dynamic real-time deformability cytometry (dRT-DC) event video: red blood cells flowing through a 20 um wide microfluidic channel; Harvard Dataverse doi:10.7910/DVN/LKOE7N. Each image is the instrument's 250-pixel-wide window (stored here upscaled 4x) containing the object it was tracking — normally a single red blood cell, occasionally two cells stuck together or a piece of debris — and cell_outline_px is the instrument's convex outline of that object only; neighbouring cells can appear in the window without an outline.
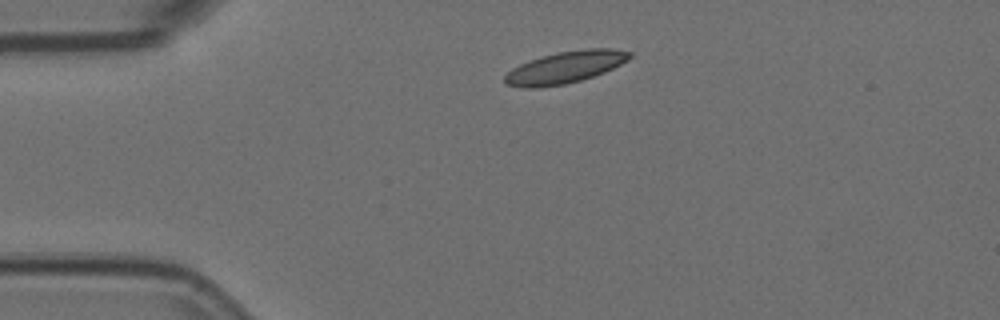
{"species": "Egyptian fruit bat (a non-hibernating species)", "species_latin": "Rousettus aegyptiacus", "temperature_condition": "room temperature", "stored_images_in_passage": 45, "camera_frame_rate_fps": 3000, "um_per_image_px": 0.085, "animal": {"sex": "female"}, "frame": {"image": 1, "passage_image": 1, "time_ms": 0.0, "image_size_px": [1000, 320], "cell_outline_px": [[632, 56], [628, 60], [604, 72], [580, 80], [564, 84], [540, 88], [520, 88], [504, 84], [504, 76], [512, 68], [528, 60], [556, 52], [584, 48], [612, 48], [632, 52]], "centroid_in_image_um": [48.01, 5.72], "position_along_channel_um": 37.0, "area_um2": 23.41}}
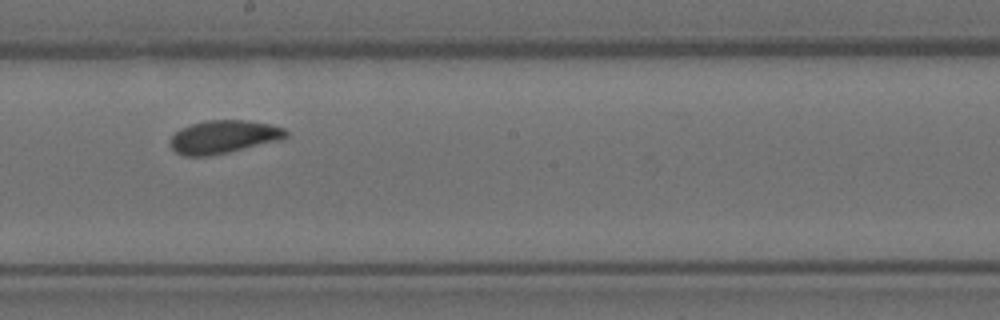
{"frame": {"image": 2, "passage_image": 20, "time_ms": 6.333, "image_size_px": [1000, 320], "cell_outline_px": [[288, 136], [280, 140], [228, 152], [208, 156], [184, 156], [176, 152], [172, 148], [168, 140], [180, 128], [204, 120], [248, 120], [272, 124], [284, 128], [288, 132]], "centroid_in_image_um": [19.0, 11.62], "position_along_channel_um": 229.2, "area_um2": 22.43}}
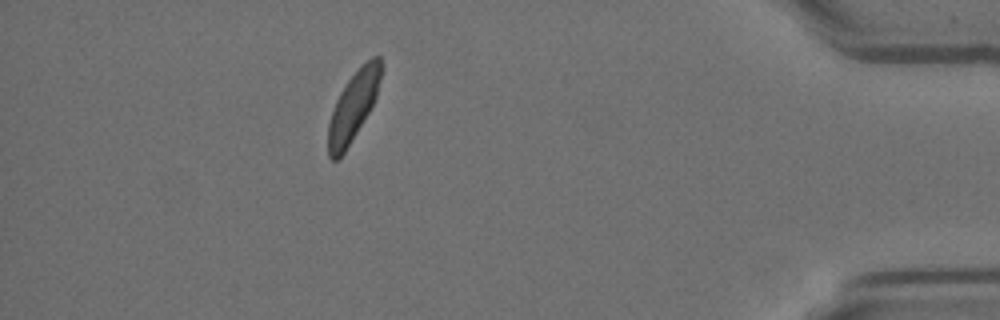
{"frame": {"image": 3, "passage_image": 39, "time_ms": 12.667, "image_size_px": [1000, 320], "cell_outline_px": [[380, 80], [376, 96], [368, 112], [344, 152], [336, 160], [332, 160], [328, 156], [328, 124], [336, 100], [340, 92], [348, 80], [372, 56], [380, 56]], "centroid_in_image_um": [29.99, 9.06], "position_along_channel_um": 405.2, "area_um2": 20.4}, "authors_computed_cell_mechanics": {"area_um2": 22.1374, "velocity_mm_per_s": 3.5804, "shape_relaxation_time_tau1_ms": 3.8737, "shape_relaxation_time_tau2_ms": 4.01, "deformation_change_tau1": 0.1037, "deformation_change_tau2": 0.0648}}